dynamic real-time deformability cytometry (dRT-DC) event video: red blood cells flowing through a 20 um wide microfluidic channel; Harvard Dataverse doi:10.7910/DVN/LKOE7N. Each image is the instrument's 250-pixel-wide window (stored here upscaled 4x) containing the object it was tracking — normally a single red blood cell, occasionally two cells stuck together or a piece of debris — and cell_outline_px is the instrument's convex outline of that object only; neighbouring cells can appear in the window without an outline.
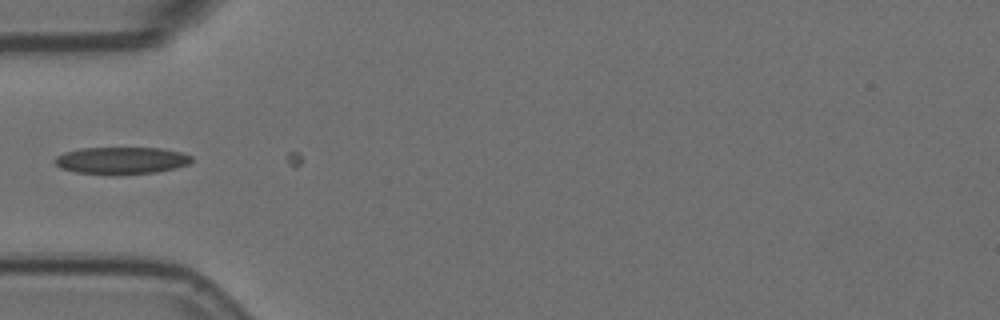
{"species": "Egyptian fruit bat (a non-hibernating species)", "species_latin": "Rousettus aegyptiacus", "temperature_condition": "room temperature", "stored_images_in_passage": 3, "camera_frame_rate_fps": 3000, "um_per_image_px": 0.085, "animal": {"sex": "female"}, "frame": {"image": 1, "passage_image": 2, "time_ms": 0.333, "image_size_px": [1000, 320], "cell_outline_px": [[192, 160], [188, 164], [176, 168], [156, 172], [116, 176], [76, 172], [60, 168], [52, 160], [56, 156], [64, 152], [80, 148], [160, 148], [180, 152], [192, 156]], "centroid_in_image_um": [10.28, 13.66], "position_along_channel_um": 74.7, "area_um2": 21.96}}